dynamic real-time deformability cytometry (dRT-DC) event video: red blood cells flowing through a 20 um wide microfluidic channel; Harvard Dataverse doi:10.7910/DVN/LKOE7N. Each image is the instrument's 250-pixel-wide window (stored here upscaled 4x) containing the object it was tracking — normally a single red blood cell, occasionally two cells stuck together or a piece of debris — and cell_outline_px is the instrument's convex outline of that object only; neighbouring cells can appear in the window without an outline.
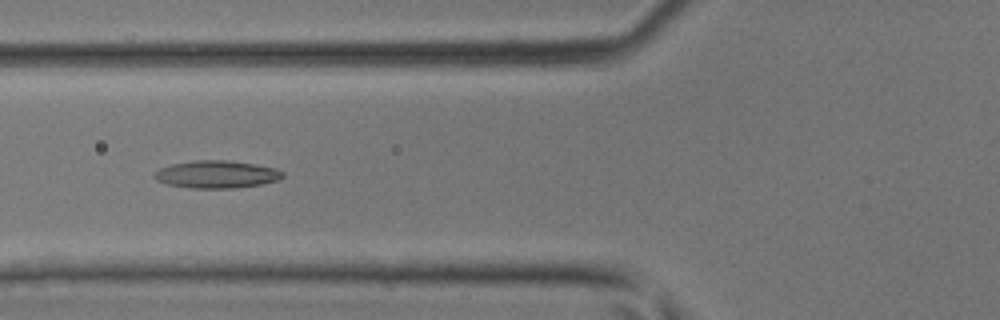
{"species": "common noctule bat (a hibernating species)", "species_latin": "Nyctalus noctula", "temperature_condition": "room temperature", "stored_images_in_passage": 41, "camera_frame_rate_fps": 3000, "um_per_image_px": 0.085, "animal": {"sex": "male", "body_mass_g": 17.9, "forearm_length_mm": 54.2}, "frame": {"image": 1, "passage_image": 17, "time_ms": 5.333, "image_size_px": [1000, 320], "cell_outline_px": [[284, 176], [276, 180], [260, 184], [236, 188], [192, 188], [168, 184], [156, 180], [152, 176], [160, 168], [172, 164], [196, 160], [228, 160], [256, 164], [276, 168], [284, 172]], "centroid_in_image_um": [18.42, 14.81], "position_along_channel_um": 107.4, "area_um2": 20.52}}
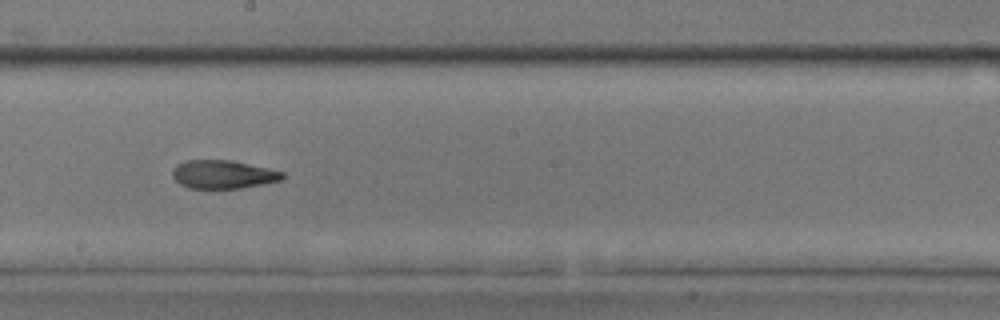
{"frame": {"image": 2, "passage_image": 25, "time_ms": 8.0, "image_size_px": [1000, 320], "cell_outline_px": [[284, 176], [280, 180], [264, 184], [240, 188], [188, 188], [180, 184], [172, 176], [172, 168], [176, 164], [184, 160], [232, 160], [268, 168], [284, 172]], "centroid_in_image_um": [18.93, 14.81], "position_along_channel_um": 229.3, "area_um2": 18.26}}
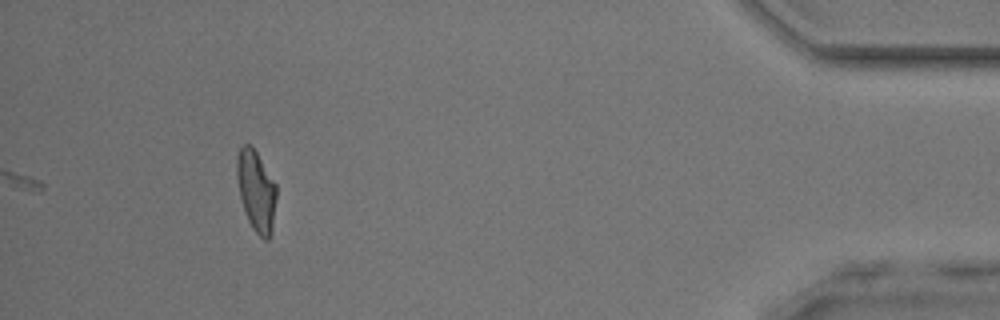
{"frame": {"image": 3, "passage_image": 41, "time_ms": 13.333, "image_size_px": [1000, 320], "cell_outline_px": [[276, 200], [272, 232], [268, 240], [264, 240], [252, 228], [244, 212], [240, 196], [236, 176], [236, 156], [240, 148], [244, 144], [252, 144], [276, 184]], "centroid_in_image_um": [21.77, 16.21], "position_along_channel_um": 413.4, "area_um2": 18.9}}